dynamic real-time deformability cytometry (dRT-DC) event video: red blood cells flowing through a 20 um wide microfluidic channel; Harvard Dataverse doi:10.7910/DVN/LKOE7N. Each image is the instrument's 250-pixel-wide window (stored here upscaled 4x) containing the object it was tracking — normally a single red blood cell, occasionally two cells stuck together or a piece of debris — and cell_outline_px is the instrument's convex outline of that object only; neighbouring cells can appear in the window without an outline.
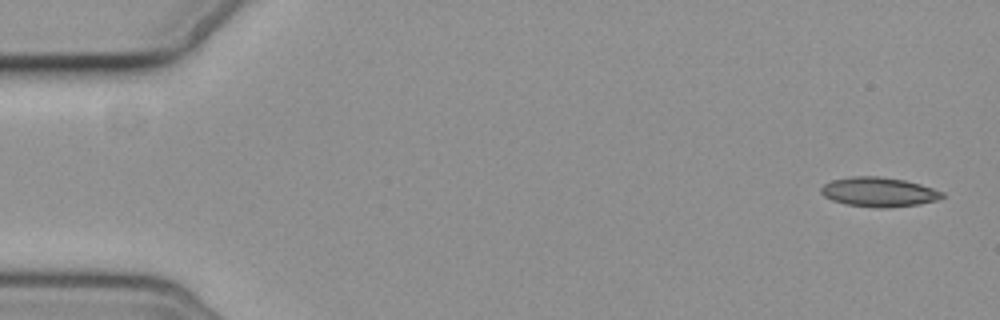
{"species": "common noctule bat (a hibernating species)", "species_latin": "Nyctalus noctula", "temperature_condition": "cold", "stored_images_in_passage": 6, "camera_frame_rate_fps": 3000, "um_per_image_px": 0.085, "animal": {"sex": "female", "body_mass_g": 19.3, "forearm_length_mm": 54.1}, "frame": {"image": 1, "passage_image": 1, "time_ms": 0.0, "image_size_px": [1000, 320], "cell_outline_px": [[944, 196], [936, 200], [920, 204], [884, 208], [876, 208], [844, 204], [832, 200], [824, 196], [820, 192], [820, 188], [824, 184], [832, 180], [852, 176], [880, 176], [904, 180], [920, 184], [944, 192]], "centroid_in_image_um": [74.67, 16.32], "position_along_channel_um": 10.3, "area_um2": 20.87}}
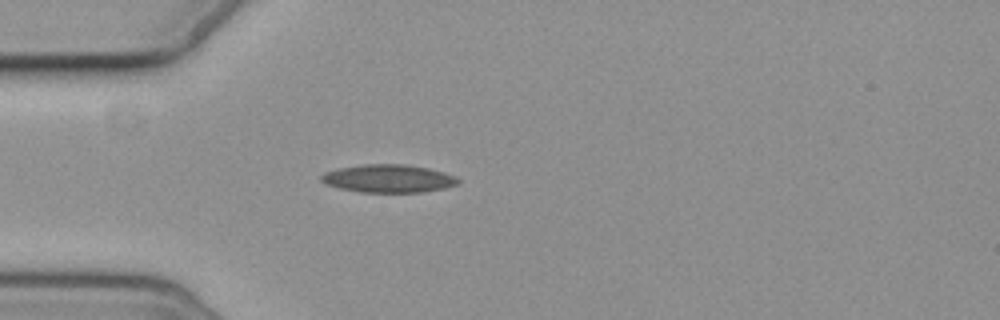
{"frame": {"image": 2, "passage_image": 5, "time_ms": 4.667, "image_size_px": [1000, 320], "cell_outline_px": [[460, 184], [444, 188], [420, 192], [360, 192], [340, 188], [328, 184], [320, 180], [320, 176], [324, 172], [336, 168], [360, 164], [404, 164], [428, 168], [444, 172], [456, 176], [460, 180]], "centroid_in_image_um": [33.02, 15.16], "position_along_channel_um": 52.0, "area_um2": 22.43}}